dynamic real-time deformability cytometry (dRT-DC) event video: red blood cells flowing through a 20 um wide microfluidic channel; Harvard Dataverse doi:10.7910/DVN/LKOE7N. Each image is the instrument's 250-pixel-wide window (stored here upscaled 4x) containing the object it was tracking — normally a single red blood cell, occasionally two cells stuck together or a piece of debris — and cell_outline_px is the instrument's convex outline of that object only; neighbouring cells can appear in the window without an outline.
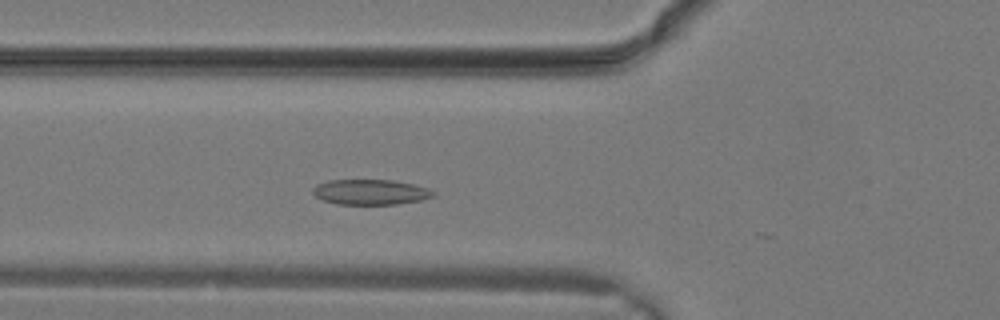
{"species": "common noctule bat (a hibernating species)", "species_latin": "Nyctalus noctula", "temperature_condition": "warm", "stored_images_in_passage": 9, "camera_frame_rate_fps": 3000, "um_per_image_px": 0.085, "animal": {"sex": "male", "body_mass_g": 19.2, "forearm_length_mm": 51.8}, "frame": {"image": 1, "passage_image": 7, "time_ms": 2.0, "image_size_px": [1000, 320], "cell_outline_px": [[436, 192], [432, 196], [420, 200], [396, 204], [336, 204], [324, 200], [316, 196], [312, 192], [312, 188], [316, 184], [328, 180], [392, 180], [412, 184], [428, 188]], "centroid_in_image_um": [31.46, 16.32], "position_along_channel_um": 94.3, "area_um2": 17.63}}
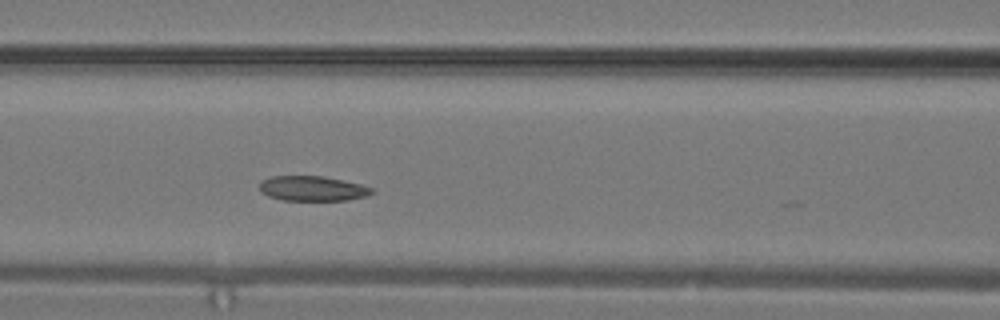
{"frame": {"image": 2, "passage_image": 9, "time_ms": 2.667, "image_size_px": [1000, 320], "cell_outline_px": [[376, 192], [368, 196], [348, 200], [284, 200], [268, 196], [260, 192], [260, 180], [272, 176], [324, 176], [344, 180], [360, 184], [372, 188]], "centroid_in_image_um": [26.58, 16.02], "position_along_channel_um": 140.0, "area_um2": 16.47}}